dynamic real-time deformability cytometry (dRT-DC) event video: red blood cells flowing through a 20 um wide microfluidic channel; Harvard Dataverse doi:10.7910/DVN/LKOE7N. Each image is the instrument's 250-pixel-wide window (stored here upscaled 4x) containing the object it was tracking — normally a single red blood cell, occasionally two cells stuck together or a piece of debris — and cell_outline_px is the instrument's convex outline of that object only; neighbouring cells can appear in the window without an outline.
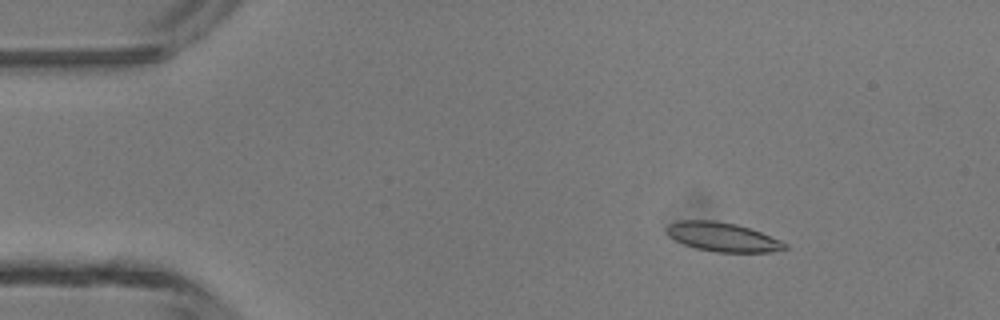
{"species": "common noctule bat (a hibernating species)", "species_latin": "Nyctalus noctula", "temperature_condition": "room temperature", "stored_images_in_passage": 47, "camera_frame_rate_fps": 3000, "um_per_image_px": 0.085, "animal": {"sex": "male", "body_mass_g": 13.3}, "frame": {"image": 1, "passage_image": 7, "time_ms": 2.0, "image_size_px": [1000, 320], "cell_outline_px": [[788, 248], [772, 252], [716, 252], [696, 248], [684, 244], [668, 236], [664, 228], [668, 224], [680, 220], [712, 220], [736, 224], [752, 228], [780, 240], [788, 244]], "centroid_in_image_um": [61.42, 20.14], "position_along_channel_um": 23.6, "area_um2": 20.17}}
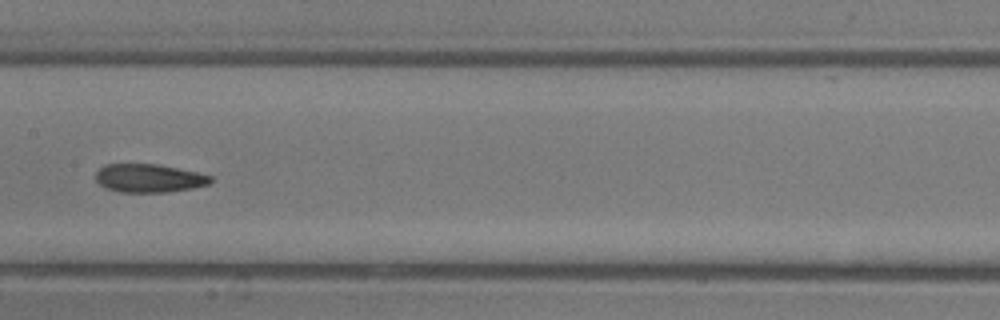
{"frame": {"image": 2, "passage_image": 24, "time_ms": 7.667, "image_size_px": [1000, 320], "cell_outline_px": [[212, 180], [208, 184], [192, 188], [164, 192], [120, 192], [108, 188], [100, 184], [96, 180], [96, 172], [104, 164], [160, 164], [196, 172], [212, 176]], "centroid_in_image_um": [12.66, 15.13], "position_along_channel_um": 194.7, "area_um2": 18.84}}
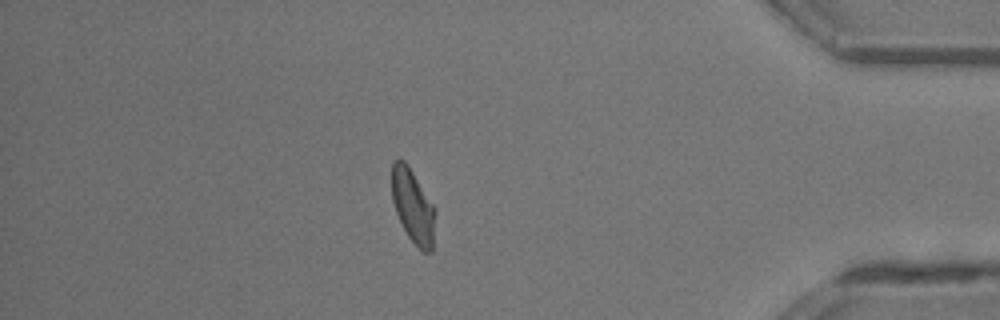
{"frame": {"image": 3, "passage_image": 41, "time_ms": 13.333, "image_size_px": [1000, 320], "cell_outline_px": [[436, 212], [432, 252], [424, 252], [408, 236], [396, 212], [392, 200], [392, 160], [404, 160], [408, 164], [436, 208]], "centroid_in_image_um": [35.12, 17.5], "position_along_channel_um": 400.1, "area_um2": 18.67}, "authors_computed_cell_mechanics": {"area_um2": 19.4208, "velocity_mm_per_s": 4.3595, "shape_relaxation_time_tau1_ms": 3.5792, "shape_relaxation_time_tau2_ms": 2.7475, "deformation_change_tau1": 0.1442, "deformation_change_tau2": 0.1109}}